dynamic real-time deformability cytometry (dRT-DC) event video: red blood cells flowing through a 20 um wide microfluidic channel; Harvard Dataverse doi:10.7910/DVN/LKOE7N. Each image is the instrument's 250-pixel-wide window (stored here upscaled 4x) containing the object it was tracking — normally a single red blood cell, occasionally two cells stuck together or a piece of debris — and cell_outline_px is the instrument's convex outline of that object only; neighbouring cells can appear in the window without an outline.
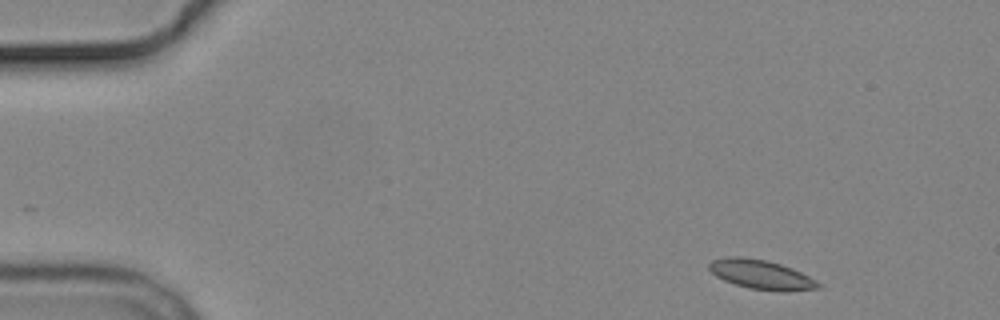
{"species": "common noctule bat (a hibernating species)", "species_latin": "Nyctalus noctula", "temperature_condition": "cold", "stored_images_in_passage": 4, "camera_frame_rate_fps": 3000, "um_per_image_px": 0.085, "animal": {"sex": "male", "body_mass_g": 19.2, "forearm_length_mm": 51.8}, "frame": {"image": 1, "passage_image": 1, "time_ms": 0.0, "image_size_px": [1000, 320], "cell_outline_px": [[820, 288], [752, 288], [736, 284], [724, 280], [716, 276], [708, 268], [708, 264], [712, 260], [728, 256], [740, 256], [768, 260], [792, 268], [816, 280], [820, 284]], "centroid_in_image_um": [64.58, 23.25], "position_along_channel_um": 20.4, "area_um2": 17.57}}
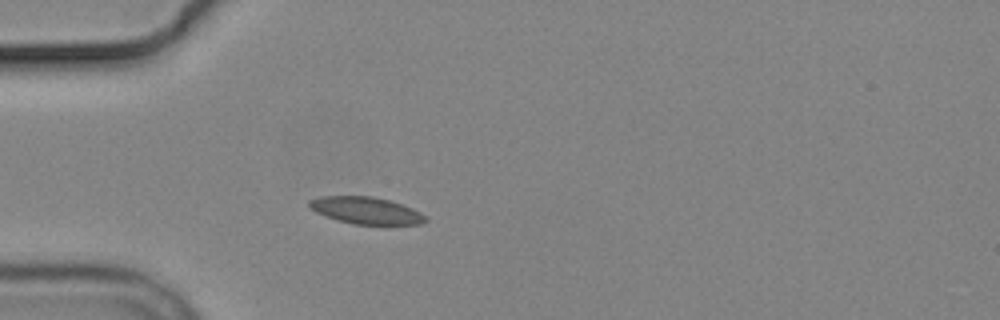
{"frame": {"image": 2, "passage_image": 4, "time_ms": 3.333, "image_size_px": [1000, 320], "cell_outline_px": [[428, 220], [420, 224], [352, 224], [316, 212], [308, 208], [308, 200], [320, 196], [372, 196], [388, 200], [412, 208], [420, 212]], "centroid_in_image_um": [31.07, 17.88], "position_along_channel_um": 53.9, "area_um2": 18.03}}